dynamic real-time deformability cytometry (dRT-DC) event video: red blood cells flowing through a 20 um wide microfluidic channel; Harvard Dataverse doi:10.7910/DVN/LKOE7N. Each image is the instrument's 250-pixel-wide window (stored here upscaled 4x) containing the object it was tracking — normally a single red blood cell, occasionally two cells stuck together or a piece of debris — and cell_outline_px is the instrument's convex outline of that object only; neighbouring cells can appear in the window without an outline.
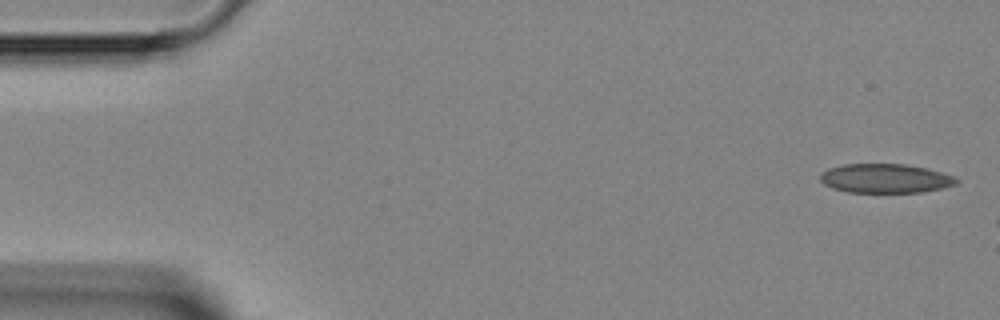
{"species": "Egyptian fruit bat (a non-hibernating species)", "species_latin": "Rousettus aegyptiacus", "temperature_condition": "room temperature", "stored_images_in_passage": 3, "camera_frame_rate_fps": 3000, "um_per_image_px": 0.085, "animal": {"sex": "female"}, "frame": {"image": 1, "passage_image": 1, "time_ms": 0.0, "image_size_px": [1000, 320], "cell_outline_px": [[960, 180], [956, 184], [940, 188], [920, 192], [848, 192], [832, 188], [824, 184], [820, 180], [820, 172], [828, 168], [844, 164], [904, 164], [928, 168], [952, 176]], "centroid_in_image_um": [75.21, 15.16], "position_along_channel_um": 9.8, "area_um2": 23.06}}